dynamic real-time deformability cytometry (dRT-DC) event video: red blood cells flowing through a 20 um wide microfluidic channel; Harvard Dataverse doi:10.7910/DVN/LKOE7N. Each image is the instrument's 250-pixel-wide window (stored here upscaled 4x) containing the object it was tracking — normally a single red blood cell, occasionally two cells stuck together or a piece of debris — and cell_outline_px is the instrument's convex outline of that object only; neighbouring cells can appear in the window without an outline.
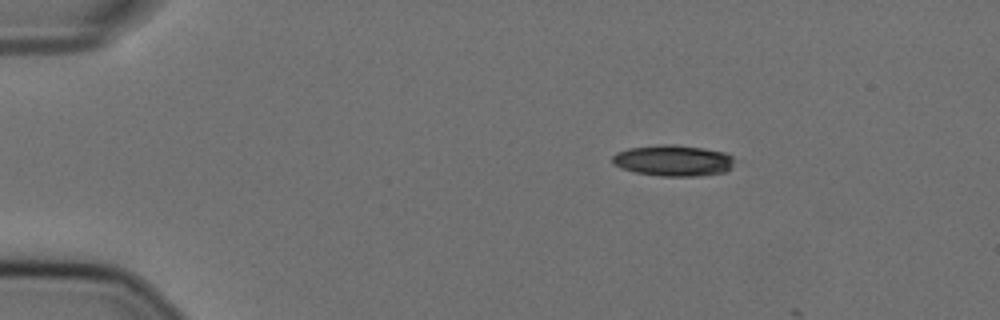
{"species": "Egyptian fruit bat (a non-hibernating species)", "species_latin": "Rousettus aegyptiacus", "temperature_condition": "cold", "stored_images_in_passage": 15, "camera_frame_rate_fps": 3000, "um_per_image_px": 0.085, "animal": {"sex": "female"}, "frame": {"image": 1, "passage_image": 10, "time_ms": 3.0, "image_size_px": [1000, 320], "cell_outline_px": [[732, 164], [728, 172], [696, 176], [660, 176], [636, 172], [620, 168], [612, 164], [612, 156], [616, 152], [628, 148], [660, 144], [676, 144], [704, 148], [728, 152], [732, 156]], "centroid_in_image_um": [57.21, 13.64], "position_along_channel_um": 27.8, "area_um2": 22.43}}